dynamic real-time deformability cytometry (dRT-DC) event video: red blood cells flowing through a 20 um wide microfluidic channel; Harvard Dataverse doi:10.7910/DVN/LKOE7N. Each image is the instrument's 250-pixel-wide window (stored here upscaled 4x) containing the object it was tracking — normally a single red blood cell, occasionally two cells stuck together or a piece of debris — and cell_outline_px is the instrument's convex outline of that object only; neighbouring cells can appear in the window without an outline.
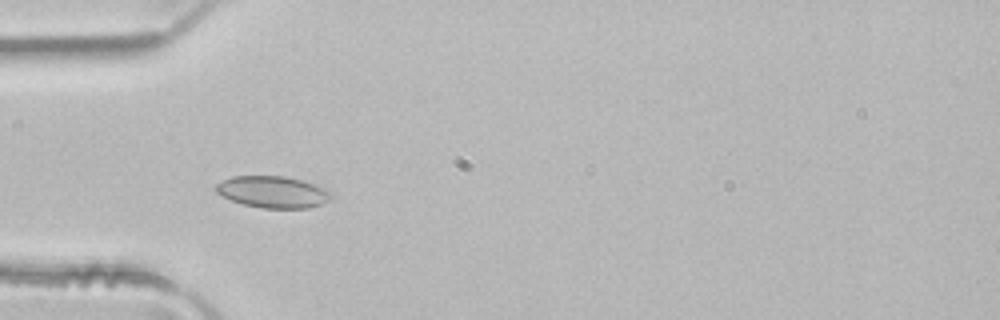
{"species": "common noctule bat (a hibernating species)", "species_latin": "Nyctalus noctula", "temperature_condition": "room temperature", "stored_images_in_passage": 5, "camera_frame_rate_fps": 3000, "um_per_image_px": 0.085, "animal": {"sex": "male", "body_mass_g": 21.5, "forearm_length_mm": 52.0}, "frame": {"image": 1, "passage_image": 4, "time_ms": 1.0, "image_size_px": [1000, 320], "cell_outline_px": [[332, 196], [328, 200], [320, 204], [308, 208], [264, 208], [244, 204], [232, 200], [216, 192], [216, 184], [232, 176], [284, 176], [300, 180], [324, 188], [332, 192]], "centroid_in_image_um": [23.19, 16.31], "position_along_channel_um": 61.8, "area_um2": 20.92}}
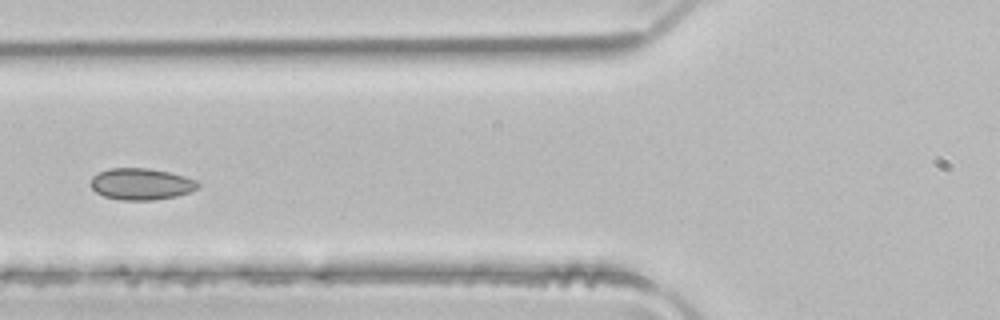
{"frame": {"image": 2, "passage_image": 5, "time_ms": 1.333, "image_size_px": [1000, 320], "cell_outline_px": [[200, 184], [196, 188], [188, 192], [176, 196], [152, 200], [120, 200], [104, 196], [96, 192], [88, 184], [92, 176], [108, 168], [148, 168], [168, 172], [184, 176], [196, 180]], "centroid_in_image_um": [11.95, 15.64], "position_along_channel_um": 113.9, "area_um2": 19.71}}